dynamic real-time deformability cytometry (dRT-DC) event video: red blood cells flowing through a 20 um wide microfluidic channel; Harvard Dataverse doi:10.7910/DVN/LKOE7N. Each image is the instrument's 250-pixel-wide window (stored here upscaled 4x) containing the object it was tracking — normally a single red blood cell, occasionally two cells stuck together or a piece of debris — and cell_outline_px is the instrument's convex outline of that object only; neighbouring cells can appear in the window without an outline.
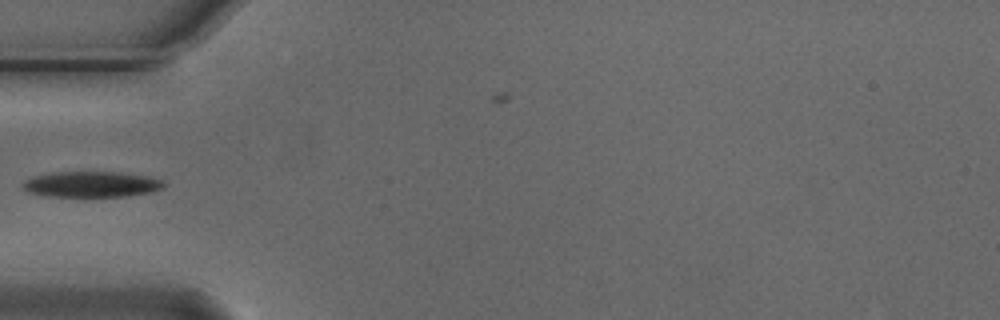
{"species": "Egyptian fruit bat (a non-hibernating species)", "species_latin": "Rousettus aegyptiacus", "temperature_condition": "cold", "stored_images_in_passage": 5, "camera_frame_rate_fps": 3000, "um_per_image_px": 0.085, "animal": {"sex": "male"}, "frame": {"image": 1, "passage_image": 4, "time_ms": 1.0, "image_size_px": [1000, 320], "cell_outline_px": [[168, 184], [164, 188], [152, 192], [128, 196], [48, 196], [28, 192], [20, 184], [24, 180], [32, 176], [52, 172], [120, 172], [144, 176], [164, 180]], "centroid_in_image_um": [7.79, 15.66], "position_along_channel_um": 77.2, "area_um2": 21.33}}